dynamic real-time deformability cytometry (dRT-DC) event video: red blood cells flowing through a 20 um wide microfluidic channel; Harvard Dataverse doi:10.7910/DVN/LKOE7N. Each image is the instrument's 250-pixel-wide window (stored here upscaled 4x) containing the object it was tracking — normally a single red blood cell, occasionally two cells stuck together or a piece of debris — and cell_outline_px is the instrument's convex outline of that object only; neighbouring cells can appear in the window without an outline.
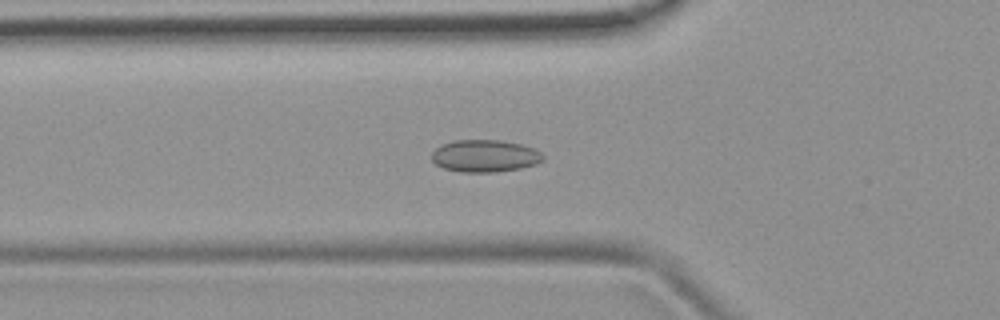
{"species": "common noctule bat (a hibernating species)", "species_latin": "Nyctalus noctula", "temperature_condition": "room temperature", "stored_images_in_passage": 51, "camera_frame_rate_fps": 3000, "um_per_image_px": 0.085, "animal": {"sex": "female", "body_mass_g": 19.9}, "frame": {"image": 1, "passage_image": 17, "time_ms": 5.333, "image_size_px": [1000, 320], "cell_outline_px": [[544, 160], [536, 164], [520, 168], [496, 172], [460, 172], [444, 168], [436, 164], [432, 160], [432, 152], [440, 144], [452, 140], [500, 140], [520, 144], [532, 148], [540, 152], [544, 156]], "centroid_in_image_um": [41.19, 13.25], "position_along_channel_um": 84.6, "area_um2": 20.98}}
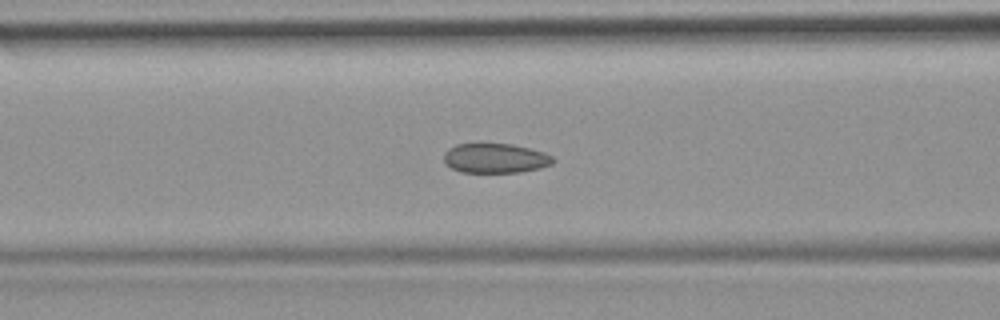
{"frame": {"image": 2, "passage_image": 20, "time_ms": 6.333, "image_size_px": [1000, 320], "cell_outline_px": [[556, 160], [552, 164], [540, 168], [520, 172], [460, 172], [444, 164], [444, 152], [448, 148], [456, 144], [512, 144], [544, 152], [552, 156]], "centroid_in_image_um": [42.09, 13.45], "position_along_channel_um": 124.5, "area_um2": 18.9}}
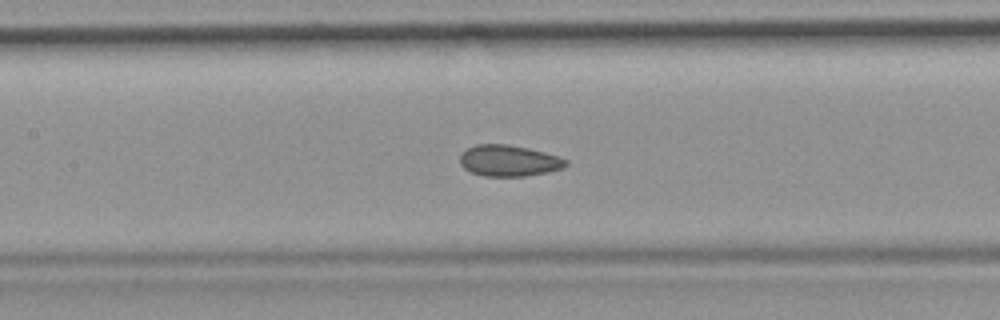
{"frame": {"image": 3, "passage_image": 23, "time_ms": 7.333, "image_size_px": [1000, 320], "cell_outline_px": [[568, 164], [564, 168], [548, 172], [524, 176], [484, 176], [472, 172], [464, 168], [460, 164], [460, 156], [468, 148], [476, 144], [508, 144], [528, 148], [560, 156], [568, 160]], "centroid_in_image_um": [43.29, 13.66], "position_along_channel_um": 164.1, "area_um2": 19.31}, "authors_computed_cell_mechanics": {"area_um2": 19.9988, "velocity_mm_per_s": 3.9649, "shape_relaxation_time_tau1_ms": null, "shape_relaxation_time_tau2_ms": 1.4487, "deformation_change_tau1": null, "deformation_change_tau2": 0.0463}}